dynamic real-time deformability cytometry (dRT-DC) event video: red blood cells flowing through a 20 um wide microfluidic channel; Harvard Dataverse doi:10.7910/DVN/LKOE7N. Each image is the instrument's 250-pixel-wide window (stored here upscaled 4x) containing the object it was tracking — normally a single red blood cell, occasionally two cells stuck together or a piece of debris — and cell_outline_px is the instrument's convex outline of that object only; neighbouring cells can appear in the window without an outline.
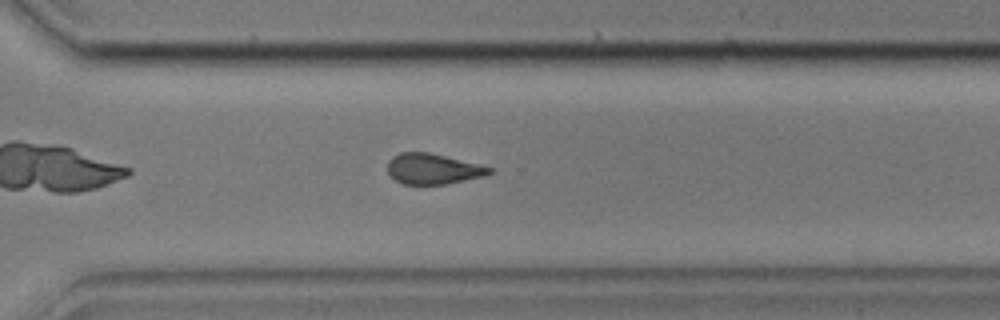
{"species": "common noctule bat (a hibernating species)", "species_latin": "Nyctalus noctula", "temperature_condition": "cold", "stored_images_in_passage": 38, "camera_frame_rate_fps": 3000, "um_per_image_px": 0.085, "animal": {"sex": "male", "body_mass_g": 17.9, "forearm_length_mm": 54.2}, "frame": {"image": 1, "passage_image": 27, "time_ms": 8.667, "image_size_px": [1000, 320], "cell_outline_px": [[492, 172], [484, 176], [448, 184], [404, 184], [396, 180], [388, 172], [388, 160], [392, 156], [400, 152], [428, 152], [492, 168]], "centroid_in_image_um": [36.77, 14.36], "position_along_channel_um": 333.8, "area_um2": 17.86}}